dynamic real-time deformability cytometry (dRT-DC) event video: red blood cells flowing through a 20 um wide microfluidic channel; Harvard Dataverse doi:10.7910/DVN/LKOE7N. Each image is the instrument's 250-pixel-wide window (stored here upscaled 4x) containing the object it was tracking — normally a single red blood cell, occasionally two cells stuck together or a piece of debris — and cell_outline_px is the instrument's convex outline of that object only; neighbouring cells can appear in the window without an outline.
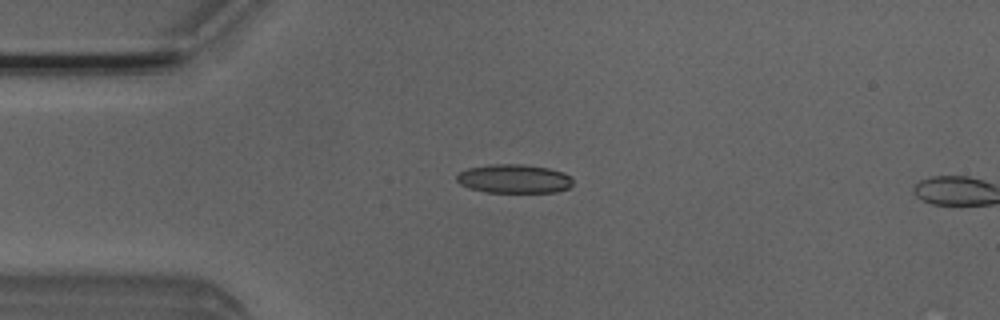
{"species": "Egyptian fruit bat (a non-hibernating species)", "species_latin": "Rousettus aegyptiacus", "temperature_condition": "room temperature", "stored_images_in_passage": 14, "camera_frame_rate_fps": 3000, "um_per_image_px": 0.085, "animal": {"sex": "male"}, "frame": {"image": 1, "passage_image": 12, "time_ms": 3.667, "image_size_px": [1000, 320], "cell_outline_px": [[572, 184], [568, 188], [556, 192], [484, 192], [468, 188], [460, 184], [456, 180], [456, 176], [460, 172], [468, 168], [492, 164], [520, 164], [548, 168], [564, 172], [572, 176]], "centroid_in_image_um": [43.69, 15.2], "position_along_channel_um": 41.3, "area_um2": 19.59}}